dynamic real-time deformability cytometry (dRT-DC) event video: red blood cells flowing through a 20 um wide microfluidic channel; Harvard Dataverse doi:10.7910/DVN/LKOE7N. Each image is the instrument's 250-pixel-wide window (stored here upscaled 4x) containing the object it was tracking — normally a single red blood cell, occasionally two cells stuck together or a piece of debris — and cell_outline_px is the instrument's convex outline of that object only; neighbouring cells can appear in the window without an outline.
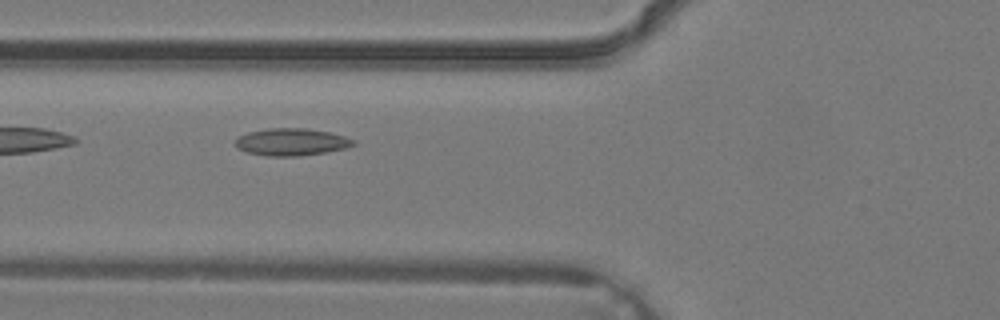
{"species": "common noctule bat (a hibernating species)", "species_latin": "Nyctalus noctula", "temperature_condition": "warm", "stored_images_in_passage": 3, "camera_frame_rate_fps": 3000, "um_per_image_px": 0.085, "animal": {"sex": "male", "body_mass_g": 19.2, "forearm_length_mm": 51.8}, "frame": {"image": 1, "passage_image": 3, "time_ms": 0.667, "image_size_px": [1000, 320], "cell_outline_px": [[356, 144], [344, 148], [324, 152], [300, 156], [268, 156], [248, 152], [236, 148], [236, 140], [240, 136], [248, 132], [268, 128], [308, 128], [328, 132], [344, 136], [356, 140]], "centroid_in_image_um": [24.78, 12.06], "position_along_channel_um": 101.0, "area_um2": 18.61}}